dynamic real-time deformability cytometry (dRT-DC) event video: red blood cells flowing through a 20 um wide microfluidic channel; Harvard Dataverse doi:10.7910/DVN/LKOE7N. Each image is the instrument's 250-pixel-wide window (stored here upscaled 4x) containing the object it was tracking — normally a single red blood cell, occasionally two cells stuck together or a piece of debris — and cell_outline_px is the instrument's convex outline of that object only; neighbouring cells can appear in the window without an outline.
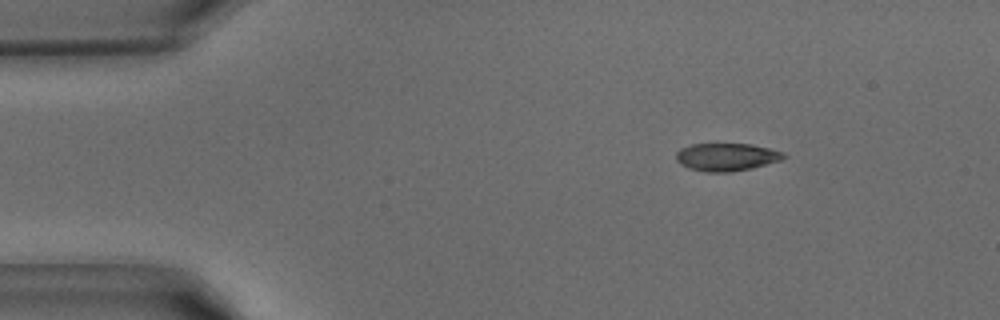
{"species": "common noctule bat (a hibernating species)", "species_latin": "Nyctalus noctula", "temperature_condition": "warm", "stored_images_in_passage": 40, "camera_frame_rate_fps": 3000, "um_per_image_px": 0.085, "animal": {"sex": "male", "body_mass_g": 15.6}, "frame": {"image": 1, "passage_image": 5, "time_ms": 1.333, "image_size_px": [1000, 320], "cell_outline_px": [[788, 156], [780, 160], [752, 168], [728, 172], [708, 172], [688, 168], [680, 164], [676, 160], [676, 152], [680, 148], [692, 144], [752, 144], [784, 152]], "centroid_in_image_um": [61.74, 13.34], "position_along_channel_um": 23.3, "area_um2": 17.4}}
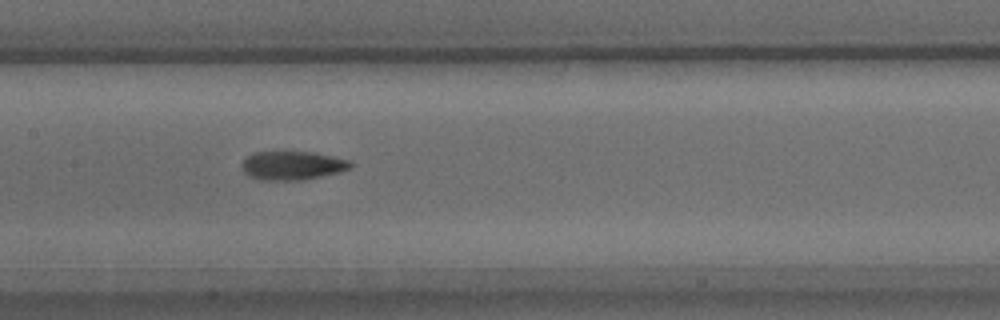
{"frame": {"image": 2, "passage_image": 19, "time_ms": 6.0, "image_size_px": [1000, 320], "cell_outline_px": [[352, 168], [340, 172], [304, 180], [260, 180], [248, 176], [244, 172], [240, 164], [248, 156], [256, 152], [312, 152], [332, 156], [348, 160], [352, 164]], "centroid_in_image_um": [24.84, 14.08], "position_along_channel_um": 182.6, "area_um2": 18.21}}
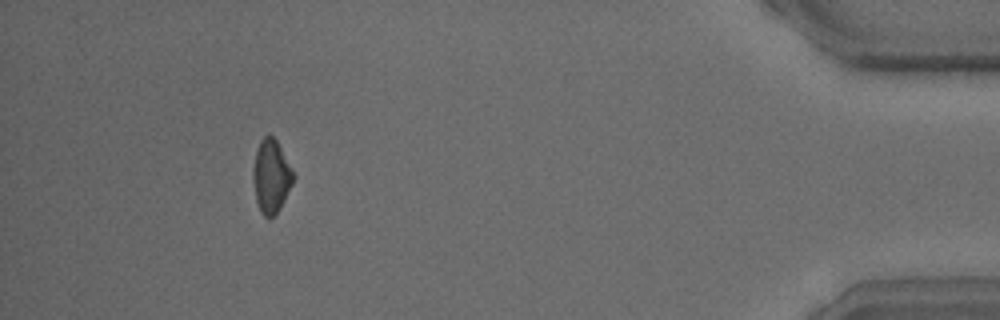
{"frame": {"image": 3, "passage_image": 37, "time_ms": 12.0, "image_size_px": [1000, 320], "cell_outline_px": [[296, 176], [280, 208], [268, 220], [260, 212], [256, 200], [252, 180], [252, 168], [256, 152], [260, 140], [264, 136], [272, 136], [276, 140], [292, 168]], "centroid_in_image_um": [23.04, 15.0], "position_along_channel_um": 412.2, "area_um2": 17.22}}